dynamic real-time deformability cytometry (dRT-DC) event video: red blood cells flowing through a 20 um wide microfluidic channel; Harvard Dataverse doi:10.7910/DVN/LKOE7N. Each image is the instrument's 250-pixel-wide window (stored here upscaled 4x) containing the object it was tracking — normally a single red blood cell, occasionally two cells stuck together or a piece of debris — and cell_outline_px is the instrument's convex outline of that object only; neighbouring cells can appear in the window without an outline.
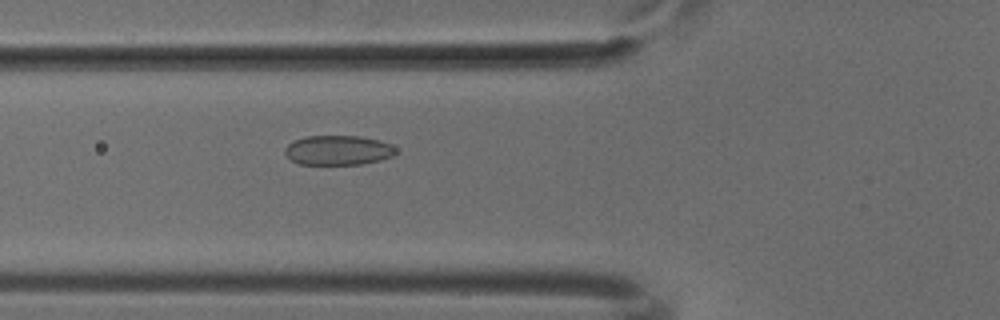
{"species": "common noctule bat (a hibernating species)", "species_latin": "Nyctalus noctula", "temperature_condition": "cold", "stored_images_in_passage": 37, "camera_frame_rate_fps": 3000, "um_per_image_px": 0.085, "animal": {"sex": "male", "body_mass_g": 18.8}, "frame": {"image": 1, "passage_image": 5, "time_ms": 1.333, "image_size_px": [1000, 320], "cell_outline_px": [[396, 152], [392, 156], [380, 160], [360, 164], [300, 164], [292, 160], [284, 152], [284, 148], [292, 140], [308, 136], [360, 136], [380, 140], [396, 148]], "centroid_in_image_um": [28.72, 12.76], "position_along_channel_um": 97.1, "area_um2": 19.07}}
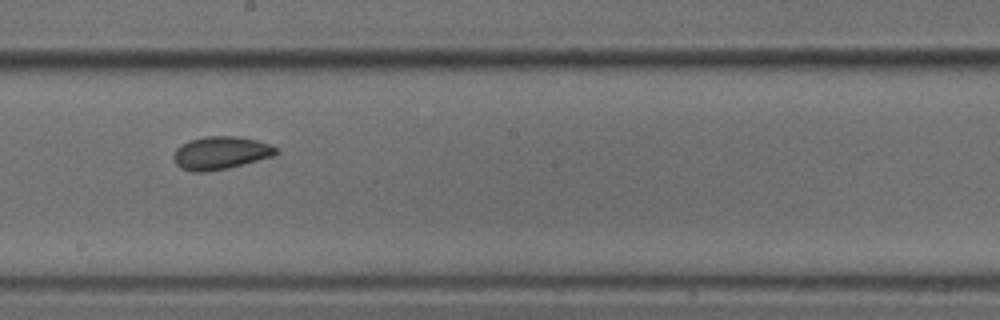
{"frame": {"image": 2, "passage_image": 15, "time_ms": 4.667, "image_size_px": [1000, 320], "cell_outline_px": [[280, 152], [276, 156], [228, 168], [208, 172], [192, 172], [180, 168], [176, 164], [172, 156], [176, 148], [180, 144], [188, 140], [204, 136], [236, 136], [256, 140], [272, 144]], "centroid_in_image_um": [18.76, 13.0], "position_along_channel_um": 229.4, "area_um2": 20.11}}
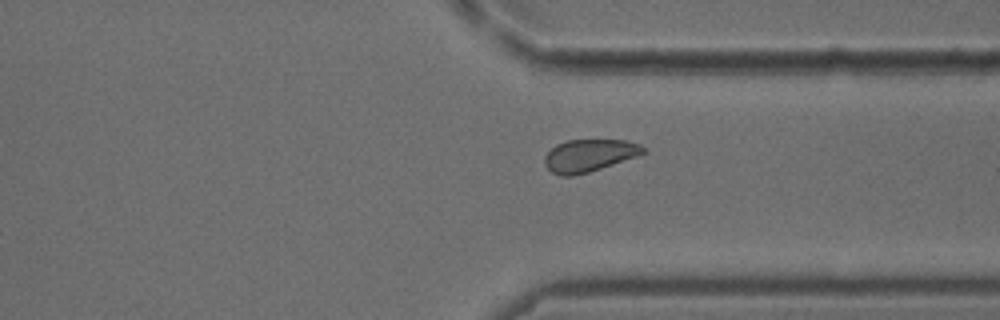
{"frame": {"image": 3, "passage_image": 25, "time_ms": 8.0, "image_size_px": [1000, 320], "cell_outline_px": [[648, 152], [588, 172], [572, 176], [560, 176], [552, 172], [544, 164], [544, 156], [556, 144], [568, 140], [624, 140], [640, 144]], "centroid_in_image_um": [50.06, 13.21], "position_along_channel_um": 361.3, "area_um2": 18.44}}